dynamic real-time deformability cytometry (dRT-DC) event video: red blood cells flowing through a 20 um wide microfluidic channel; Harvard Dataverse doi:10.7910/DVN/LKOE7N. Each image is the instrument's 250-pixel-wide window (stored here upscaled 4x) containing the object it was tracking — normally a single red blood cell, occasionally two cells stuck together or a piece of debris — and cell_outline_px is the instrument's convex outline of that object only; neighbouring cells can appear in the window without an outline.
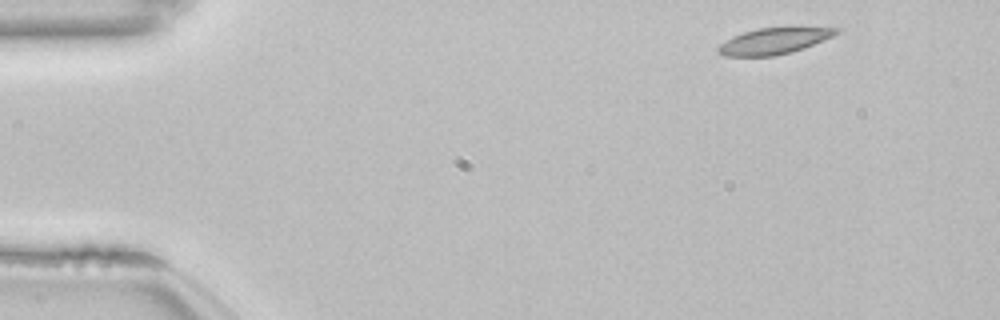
{"species": "common noctule bat (a hibernating species)", "species_latin": "Nyctalus noctula", "temperature_condition": "room temperature", "stored_images_in_passage": 49, "camera_frame_rate_fps": 3000, "um_per_image_px": 0.085, "animal": {"sex": "female", "body_mass_g": 22.7, "forearm_length_mm": 54.2}, "frame": {"image": 1, "passage_image": 1, "time_ms": 0.0, "image_size_px": [1000, 320], "cell_outline_px": [[840, 32], [832, 36], [804, 48], [792, 52], [772, 56], [724, 56], [716, 52], [716, 48], [720, 44], [732, 36], [756, 28], [840, 28]], "centroid_in_image_um": [65.72, 3.5], "position_along_channel_um": 19.3, "area_um2": 17.8}}
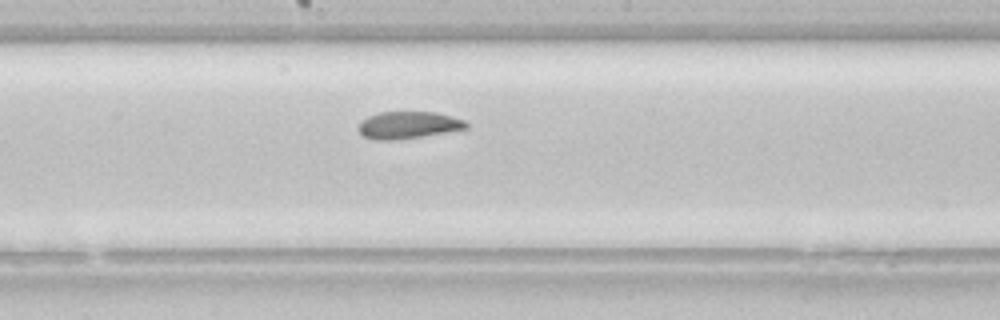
{"frame": {"image": 2, "passage_image": 24, "time_ms": 7.667, "image_size_px": [1000, 320], "cell_outline_px": [[468, 128], [396, 140], [376, 140], [364, 136], [360, 132], [360, 120], [368, 116], [380, 112], [436, 112], [464, 120], [468, 124]], "centroid_in_image_um": [34.68, 10.62], "position_along_channel_um": 213.5, "area_um2": 16.76}}
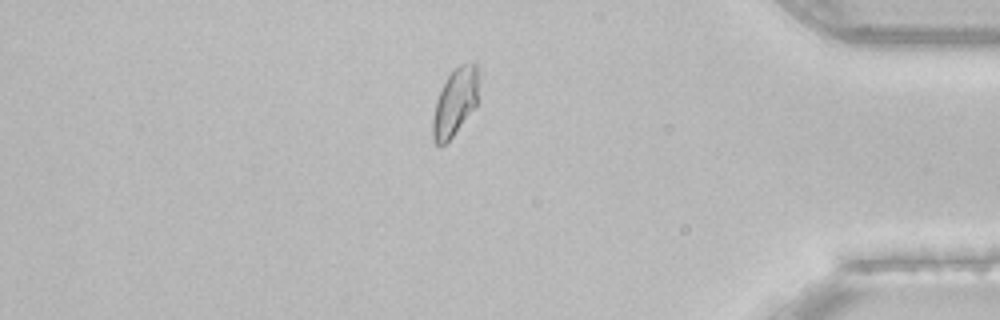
{"frame": {"image": 3, "passage_image": 41, "time_ms": 13.333, "image_size_px": [1000, 320], "cell_outline_px": [[476, 108], [452, 136], [444, 144], [436, 144], [432, 140], [432, 120], [436, 100], [448, 76], [460, 64], [472, 60], [476, 60]], "centroid_in_image_um": [38.66, 8.69], "position_along_channel_um": 396.5, "area_um2": 17.69}, "authors_computed_cell_mechanics": {"area_um2": 17.8602, "velocity_mm_per_s": 3.8162, "shape_relaxation_time_tau1_ms": 11.3311, "shape_relaxation_time_tau2_ms": 2.2564, "deformation_change_tau1": 0.2028, "deformation_change_tau2": 0.0554}}